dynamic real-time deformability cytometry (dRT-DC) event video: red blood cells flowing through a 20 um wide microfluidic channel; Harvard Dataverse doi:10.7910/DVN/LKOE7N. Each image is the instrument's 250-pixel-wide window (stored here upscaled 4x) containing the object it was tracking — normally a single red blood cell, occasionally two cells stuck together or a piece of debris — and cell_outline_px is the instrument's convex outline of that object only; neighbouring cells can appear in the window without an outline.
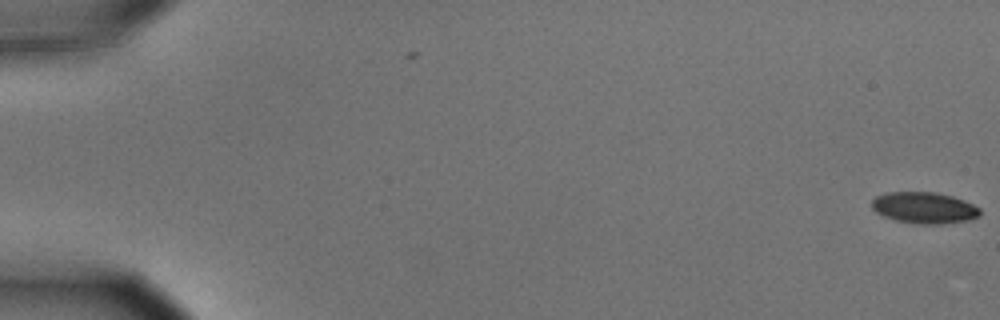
{"species": "common noctule bat (a hibernating species)", "species_latin": "Nyctalus noctula", "temperature_condition": "cold", "stored_images_in_passage": 3, "camera_frame_rate_fps": 3000, "um_per_image_px": 0.085, "animal": {"sex": "male", "body_mass_g": 15.6}, "frame": {"image": 1, "passage_image": 3, "time_ms": 0.667, "image_size_px": [1000, 320], "cell_outline_px": [[980, 216], [968, 220], [940, 224], [916, 224], [896, 220], [884, 216], [876, 212], [872, 208], [872, 200], [876, 196], [888, 192], [936, 192], [952, 196], [964, 200], [980, 208]], "centroid_in_image_um": [78.56, 17.66], "position_along_channel_um": 6.4, "area_um2": 19.77}}